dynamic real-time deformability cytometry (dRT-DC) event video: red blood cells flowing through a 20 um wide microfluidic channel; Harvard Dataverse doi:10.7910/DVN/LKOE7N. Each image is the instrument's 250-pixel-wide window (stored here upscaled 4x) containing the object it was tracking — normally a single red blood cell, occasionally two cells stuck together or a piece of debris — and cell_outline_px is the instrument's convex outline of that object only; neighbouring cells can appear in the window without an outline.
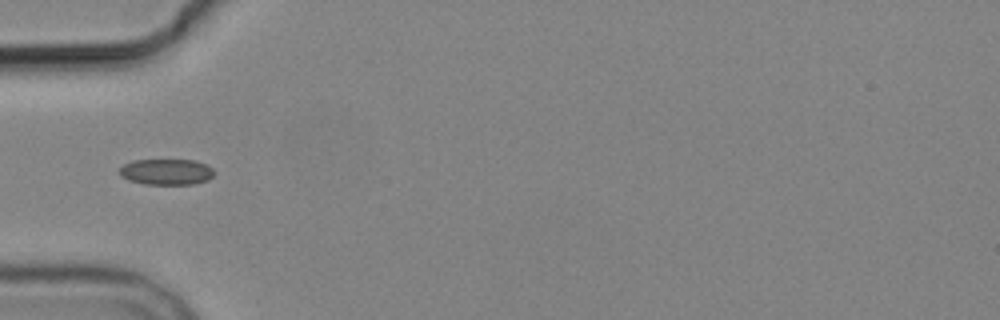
{"species": "common noctule bat (a hibernating species)", "species_latin": "Nyctalus noctula", "temperature_condition": "cold", "stored_images_in_passage": 7, "segment_of_instrument_passage": [2, 2], "camera_frame_rate_fps": 3000, "um_per_image_px": 0.085, "animal": {"sex": "male", "body_mass_g": 19.2, "forearm_length_mm": 51.8}, "frame": {"image": 1, "passage_image": 5, "time_ms": 4.667, "image_size_px": [1000, 320], "cell_outline_px": [[216, 172], [208, 180], [192, 184], [144, 184], [128, 180], [120, 176], [120, 168], [124, 164], [132, 160], [196, 160], [212, 168]], "centroid_in_image_um": [14.14, 14.61], "position_along_channel_um": 70.9, "area_um2": 14.33}}
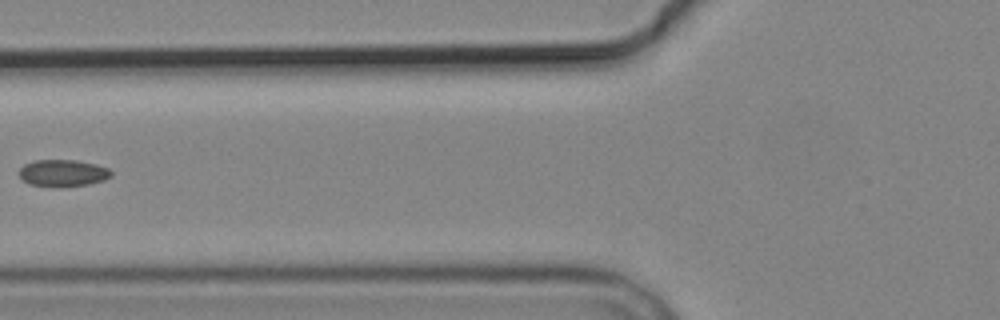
{"frame": {"image": 2, "passage_image": 6, "time_ms": 6.0, "image_size_px": [1000, 320], "cell_outline_px": [[112, 176], [104, 180], [88, 184], [32, 184], [24, 180], [20, 176], [20, 168], [24, 164], [36, 160], [76, 160], [96, 164], [108, 168], [112, 172]], "centroid_in_image_um": [5.4, 14.65], "position_along_channel_um": 120.4, "area_um2": 13.64}}
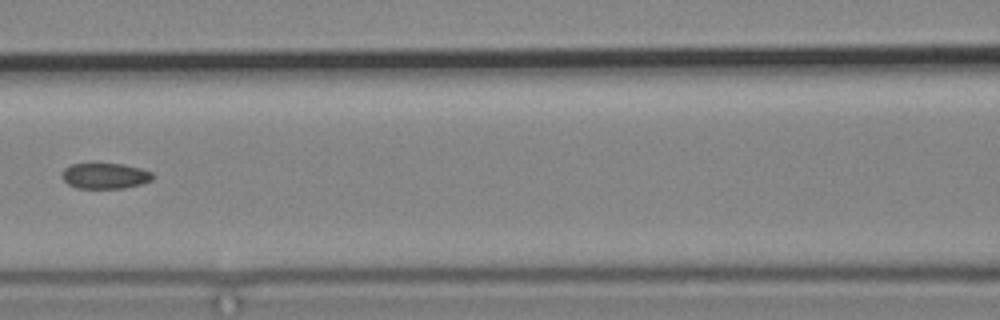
{"frame": {"image": 3, "passage_image": 7, "time_ms": 7.0, "image_size_px": [1000, 320], "cell_outline_px": [[156, 176], [152, 180], [140, 184], [124, 188], [76, 188], [68, 184], [60, 176], [64, 168], [72, 164], [92, 160], [124, 164], [140, 168], [152, 172]], "centroid_in_image_um": [8.9, 14.89], "position_along_channel_um": 157.7, "area_um2": 14.39}}